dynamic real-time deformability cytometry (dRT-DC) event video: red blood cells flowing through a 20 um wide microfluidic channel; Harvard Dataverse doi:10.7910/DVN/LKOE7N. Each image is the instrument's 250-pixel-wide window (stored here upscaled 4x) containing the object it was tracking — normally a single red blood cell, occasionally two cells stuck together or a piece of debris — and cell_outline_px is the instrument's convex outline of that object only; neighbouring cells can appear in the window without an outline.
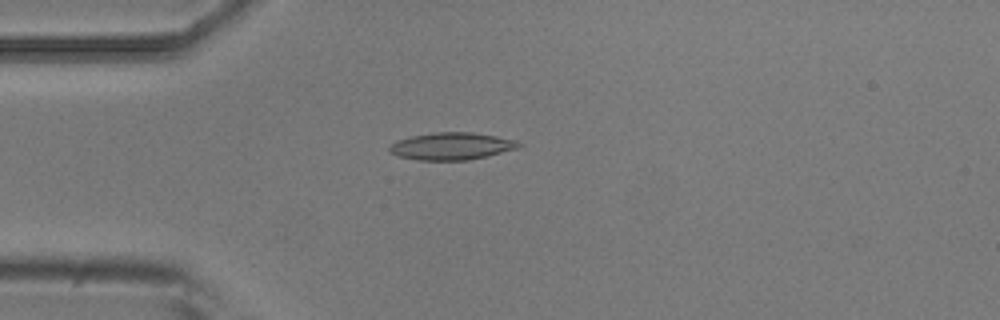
{"species": "common noctule bat (a hibernating species)", "species_latin": "Nyctalus noctula", "temperature_condition": "room temperature", "stored_images_in_passage": 51, "camera_frame_rate_fps": 3000, "um_per_image_px": 0.085, "animal": {"sex": "male", "body_mass_g": 20.5, "forearm_length_mm": 52.5}, "frame": {"image": 1, "passage_image": 14, "time_ms": 4.333, "image_size_px": [1000, 320], "cell_outline_px": [[524, 144], [516, 148], [468, 160], [416, 160], [400, 156], [388, 152], [388, 148], [396, 140], [412, 136], [432, 132], [472, 132], [496, 136], [516, 140]], "centroid_in_image_um": [38.35, 12.41], "position_along_channel_um": 46.7, "area_um2": 20.4}}
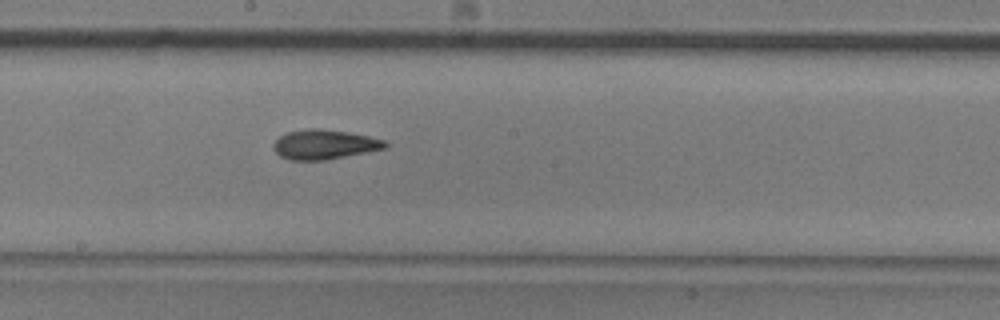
{"frame": {"image": 2, "passage_image": 29, "time_ms": 9.333, "image_size_px": [1000, 320], "cell_outline_px": [[388, 148], [324, 160], [292, 160], [280, 156], [272, 148], [272, 144], [280, 136], [288, 132], [308, 128], [320, 128], [348, 132], [368, 136], [384, 140], [388, 144]], "centroid_in_image_um": [27.57, 12.27], "position_along_channel_um": 220.6, "area_um2": 19.25}}
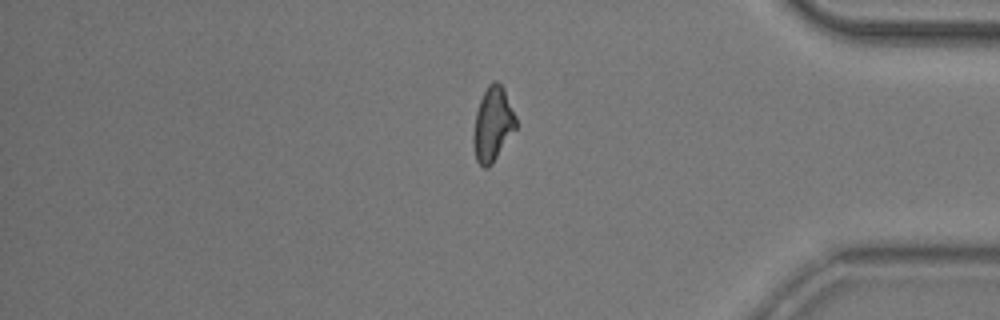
{"frame": {"image": 3, "passage_image": 45, "time_ms": 14.667, "image_size_px": [1000, 320], "cell_outline_px": [[516, 128], [492, 164], [488, 168], [484, 168], [476, 160], [472, 144], [472, 136], [476, 112], [480, 100], [488, 84], [492, 80], [496, 80], [504, 88], [516, 116]], "centroid_in_image_um": [41.87, 10.56], "position_along_channel_um": 393.3, "area_um2": 18.5}}